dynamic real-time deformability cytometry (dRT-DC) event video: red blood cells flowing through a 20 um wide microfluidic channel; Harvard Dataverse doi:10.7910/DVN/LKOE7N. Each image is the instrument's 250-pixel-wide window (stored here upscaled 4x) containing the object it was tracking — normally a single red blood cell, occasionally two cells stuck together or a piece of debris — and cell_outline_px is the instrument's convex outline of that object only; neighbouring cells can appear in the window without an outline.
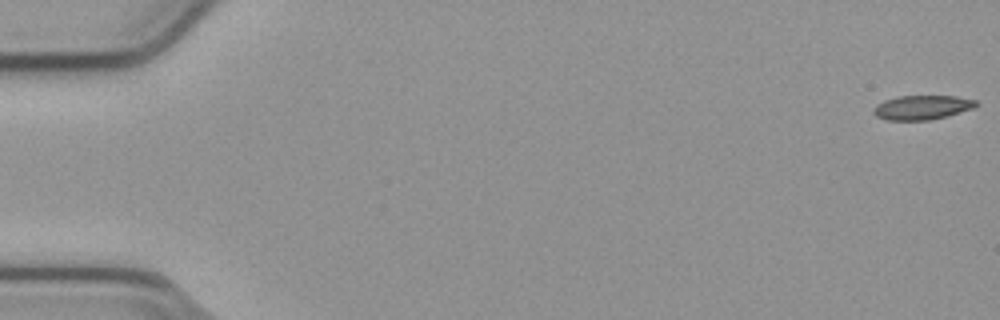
{"species": "common noctule bat (a hibernating species)", "species_latin": "Nyctalus noctula", "temperature_condition": "cold", "stored_images_in_passage": 55, "camera_frame_rate_fps": 3000, "um_per_image_px": 0.085, "animal": {"sex": "male", "body_mass_g": 23.1, "forearm_length_mm": 52.7}, "frame": {"image": 1, "passage_image": 1, "time_ms": 0.0, "image_size_px": [1000, 320], "cell_outline_px": [[980, 104], [972, 108], [944, 116], [928, 120], [888, 120], [876, 116], [872, 112], [872, 108], [876, 104], [884, 100], [900, 96], [956, 96], [976, 100]], "centroid_in_image_um": [78.33, 9.12], "position_along_channel_um": 6.7, "area_um2": 14.39}}
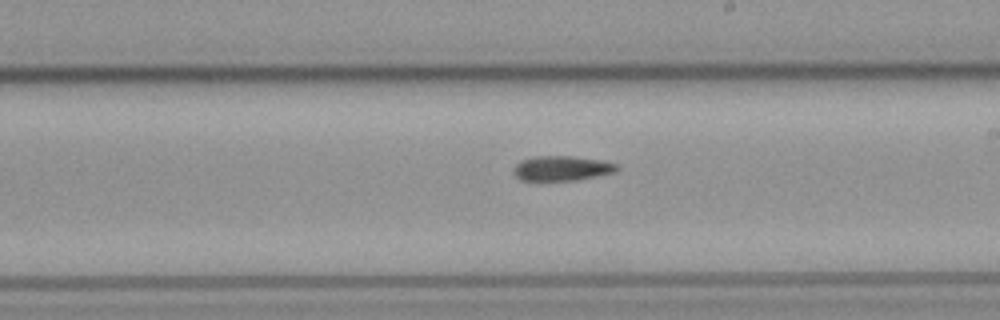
{"frame": {"image": 2, "passage_image": 32, "time_ms": 10.333, "image_size_px": [1000, 320], "cell_outline_px": [[620, 168], [616, 172], [576, 180], [520, 180], [512, 172], [512, 168], [520, 160], [536, 156], [572, 156], [600, 160], [616, 164]], "centroid_in_image_um": [47.73, 14.3], "position_along_channel_um": 241.3, "area_um2": 14.97}}
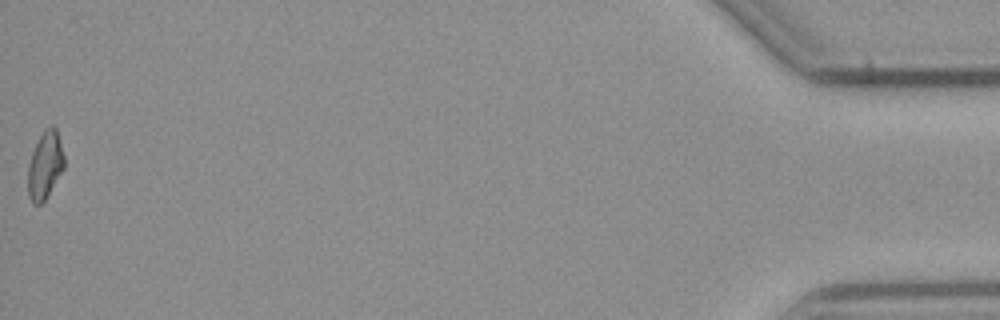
{"frame": {"image": 3, "passage_image": 55, "time_ms": 18.0, "image_size_px": [1000, 320], "cell_outline_px": [[64, 168], [44, 200], [40, 204], [32, 204], [28, 196], [28, 164], [32, 152], [44, 128], [52, 124], [56, 128], [64, 156]], "centroid_in_image_um": [3.81, 14.03], "position_along_channel_um": 431.4, "area_um2": 14.16}}